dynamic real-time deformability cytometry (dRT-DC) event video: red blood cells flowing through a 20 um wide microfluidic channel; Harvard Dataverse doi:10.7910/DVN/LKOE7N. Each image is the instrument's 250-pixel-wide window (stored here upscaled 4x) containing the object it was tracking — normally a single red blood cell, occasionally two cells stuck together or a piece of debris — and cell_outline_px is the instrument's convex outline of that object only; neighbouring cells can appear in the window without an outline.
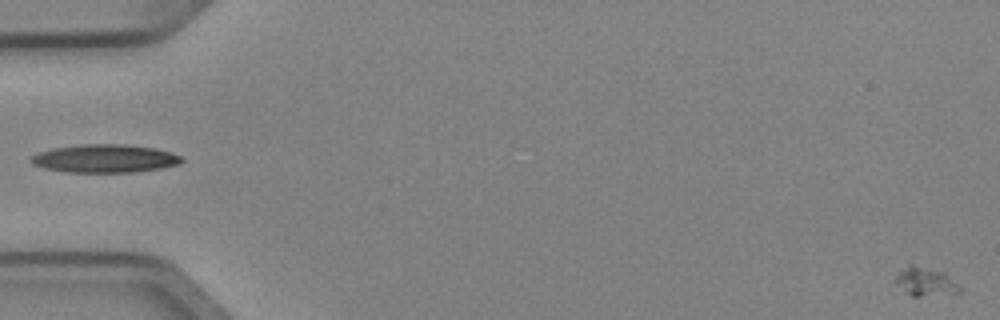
{"species": "Egyptian fruit bat (a non-hibernating species)", "species_latin": "Rousettus aegyptiacus", "temperature_condition": "cold", "stored_images_in_passage": 5, "segment_of_instrument_passage": [2, 2], "camera_frame_rate_fps": 3000, "um_per_image_px": 0.085, "animal": {"sex": "female"}, "frame": {"image": 1, "passage_image": 5, "time_ms": 1.333, "image_size_px": [1000, 320], "cell_outline_px": [[960, 292], [920, 296], [912, 296], [896, 284], [896, 276], [908, 264], [912, 264], [944, 272], [960, 284]], "centroid_in_image_um": [78.69, 23.93], "position_along_channel_um": 6.3, "area_um2": 10.46}}